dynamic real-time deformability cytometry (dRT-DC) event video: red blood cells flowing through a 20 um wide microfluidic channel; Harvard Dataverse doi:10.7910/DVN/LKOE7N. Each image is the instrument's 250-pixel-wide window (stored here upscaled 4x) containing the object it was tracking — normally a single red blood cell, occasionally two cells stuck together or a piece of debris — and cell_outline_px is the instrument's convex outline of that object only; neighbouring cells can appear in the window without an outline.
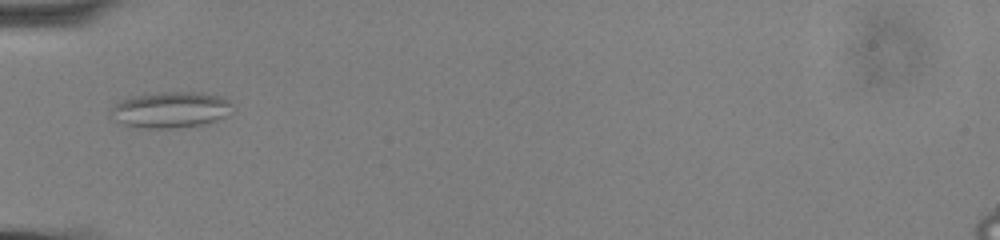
{"species": "common noctule bat (a hibernating species)", "species_latin": "Nyctalus noctula", "temperature_condition": "cold", "stored_images_in_passage": 38, "camera_frame_rate_fps": 3000, "um_per_image_px": 0.085, "animal": {"sex": "male", "body_mass_g": 13.0, "forearm_length_mm": 53.1}, "frame": {"image": 1, "passage_image": 1, "time_ms": 0.0, "image_size_px": [1000, 240], "cell_outline_px": [[232, 112], [208, 124], [176, 128], [148, 128], [124, 124], [108, 116], [108, 108], [120, 100], [132, 96], [164, 92], [204, 92], [220, 96], [228, 100], [232, 104]], "centroid_in_image_um": [14.48, 9.33], "position_along_channel_um": 70.5, "area_um2": 25.89}}
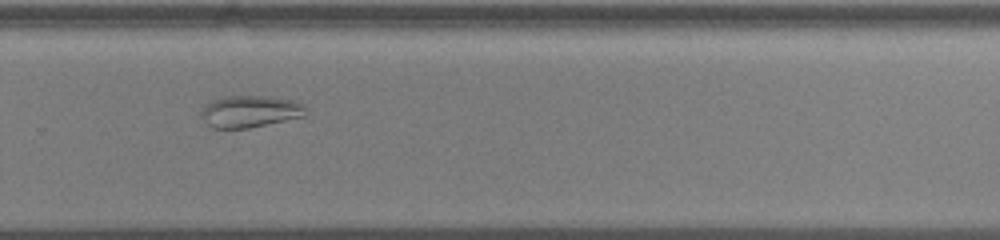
{"frame": {"image": 2, "passage_image": 21, "time_ms": 6.667, "image_size_px": [1000, 240], "cell_outline_px": [[304, 116], [248, 128], [212, 128], [200, 116], [200, 112], [212, 100], [224, 96], [268, 96], [292, 100], [304, 104]], "centroid_in_image_um": [21.22, 9.47], "position_along_channel_um": 308.6, "area_um2": 19.19}}
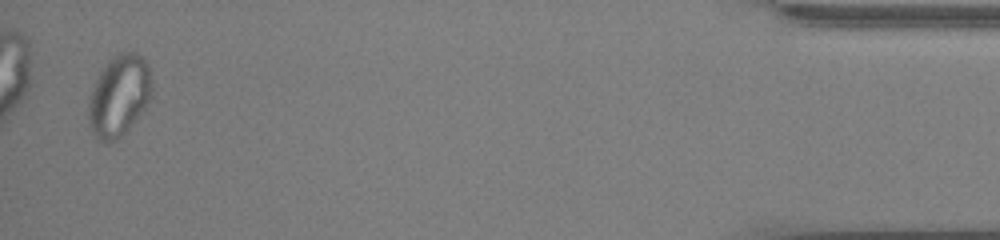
{"frame": {"image": 3, "passage_image": 37, "time_ms": 12.0, "image_size_px": [1000, 240], "cell_outline_px": [[152, 96], [144, 108], [124, 132], [120, 136], [108, 144], [100, 140], [92, 132], [88, 120], [88, 104], [92, 88], [100, 72], [108, 60], [112, 56], [120, 52], [136, 52], [148, 64], [152, 80]], "centroid_in_image_um": [10.12, 8.11], "position_along_channel_um": 425.1, "area_um2": 29.82}, "authors_computed_cell_mechanics": {"area_um2": 21.386, "velocity_mm_per_s": 3.6059, "shape_relaxation_time_tau1_ms": null, "shape_relaxation_time_tau2_ms": 4.9201, "deformation_change_tau1": null, "deformation_change_tau2": 0.0979}}